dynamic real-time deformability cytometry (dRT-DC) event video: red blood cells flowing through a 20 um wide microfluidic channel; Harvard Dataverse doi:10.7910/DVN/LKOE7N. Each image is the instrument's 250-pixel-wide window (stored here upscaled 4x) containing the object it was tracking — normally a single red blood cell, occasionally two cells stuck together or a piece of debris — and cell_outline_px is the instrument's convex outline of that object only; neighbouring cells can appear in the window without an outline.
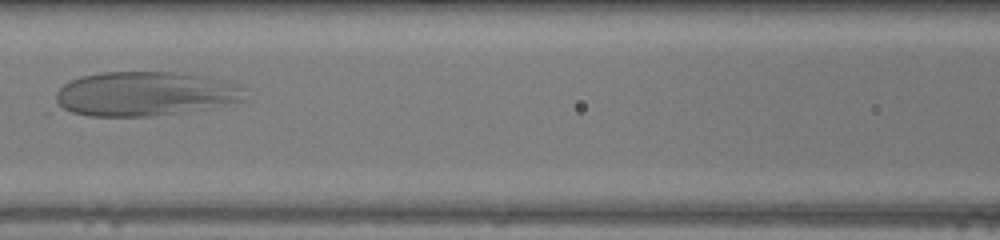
{"species": "human", "species_latin": "Homo sapiens", "temperature_condition": "warm", "stored_images_in_passage": 32, "camera_frame_rate_fps": 3000, "um_per_image_px": 0.085, "donor": {"sex": "female"}, "frame": {"image": 1, "passage_image": 15, "time_ms": 4.667, "image_size_px": [1000, 240], "cell_outline_px": [[244, 100], [208, 108], [152, 116], [88, 116], [72, 112], [64, 108], [56, 100], [56, 92], [64, 84], [80, 76], [104, 72], [172, 72], [220, 80], [240, 84]], "centroid_in_image_um": [12.28, 7.97], "position_along_channel_um": 154.3, "area_um2": 48.15}}
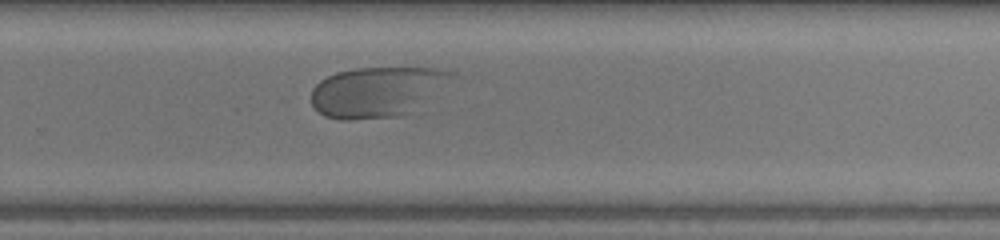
{"frame": {"image": 2, "passage_image": 25, "time_ms": 8.0, "image_size_px": [1000, 240], "cell_outline_px": [[456, 76], [412, 112], [404, 116], [348, 120], [340, 120], [324, 116], [312, 104], [312, 88], [320, 80], [336, 72], [356, 68], [440, 68], [456, 72]], "centroid_in_image_um": [32.06, 7.8], "position_along_channel_um": 297.7, "area_um2": 41.21}}
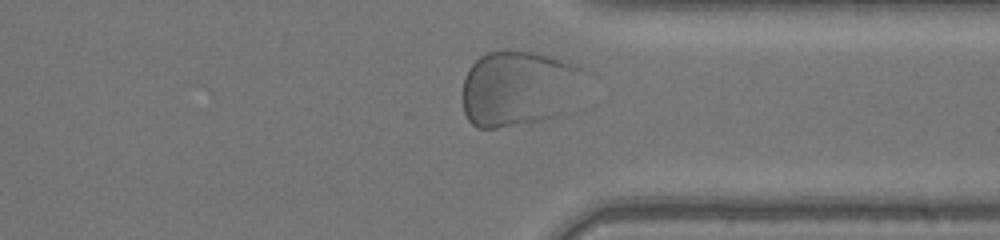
{"frame": {"image": 3, "passage_image": 30, "time_ms": 9.667, "image_size_px": [1000, 240], "cell_outline_px": [[580, 68], [572, 112], [560, 116], [544, 120], [496, 128], [476, 128], [468, 120], [464, 112], [464, 76], [468, 68], [480, 56], [488, 52], [536, 52], [552, 56], [572, 64]], "centroid_in_image_um": [44.04, 7.55], "position_along_channel_um": 367.4, "area_um2": 53.41}}